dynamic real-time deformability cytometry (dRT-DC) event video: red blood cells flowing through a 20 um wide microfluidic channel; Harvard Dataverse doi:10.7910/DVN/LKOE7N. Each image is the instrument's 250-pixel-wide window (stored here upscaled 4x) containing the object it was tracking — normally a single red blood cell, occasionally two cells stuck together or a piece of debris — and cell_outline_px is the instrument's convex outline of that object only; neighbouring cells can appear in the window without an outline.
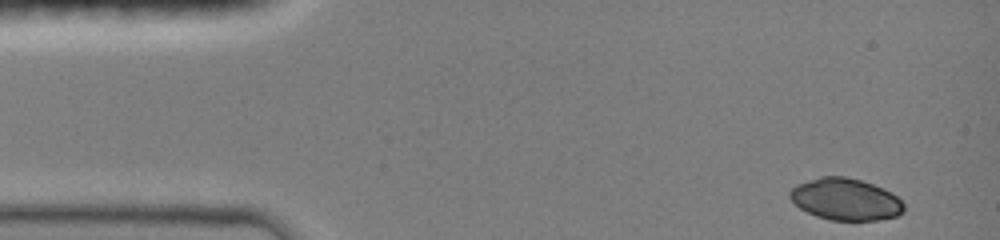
{"species": "common noctule bat (a hibernating species)", "species_latin": "Nyctalus noctula", "temperature_condition": "room temperature", "stored_images_in_passage": 41, "camera_frame_rate_fps": 3000, "um_per_image_px": 0.085, "animal": {"sex": "female", "body_mass_g": 19.0, "forearm_length_mm": 51.5}, "frame": {"image": 1, "passage_image": 1, "time_ms": 0.0, "image_size_px": [1000, 240], "cell_outline_px": [[904, 212], [896, 216], [876, 220], [828, 220], [816, 216], [800, 208], [788, 196], [788, 192], [796, 184], [820, 176], [844, 176], [860, 180], [884, 188], [892, 192], [904, 204]], "centroid_in_image_um": [71.86, 16.93], "position_along_channel_um": 13.1, "area_um2": 27.86}}
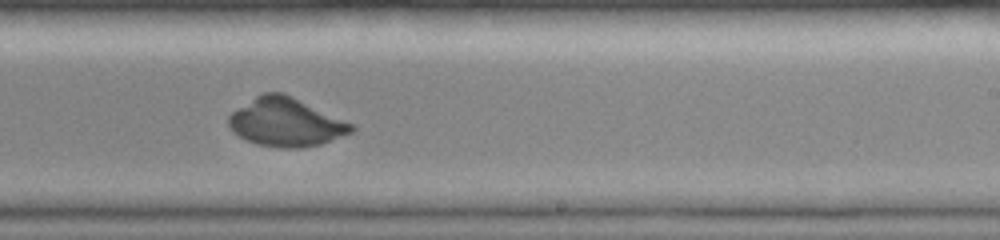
{"frame": {"image": 2, "passage_image": 27, "time_ms": 8.667, "image_size_px": [1000, 240], "cell_outline_px": [[356, 128], [352, 132], [320, 144], [300, 148], [280, 148], [256, 144], [240, 136], [228, 124], [228, 116], [232, 112], [256, 96], [264, 92], [284, 92], [352, 124]], "centroid_in_image_um": [24.3, 10.39], "position_along_channel_um": 264.7, "area_um2": 34.16}}
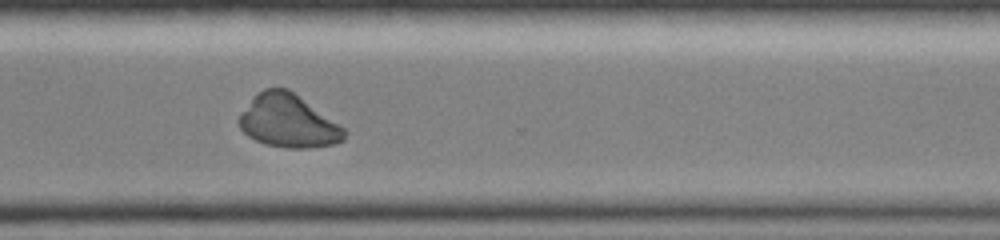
{"frame": {"image": 3, "passage_image": 33, "time_ms": 10.667, "image_size_px": [1000, 240], "cell_outline_px": [[348, 132], [344, 140], [336, 144], [308, 148], [288, 148], [264, 144], [248, 136], [240, 128], [236, 120], [252, 96], [256, 92], [264, 88], [288, 88], [344, 128]], "centroid_in_image_um": [24.47, 10.29], "position_along_channel_um": 346.1, "area_um2": 32.66}}